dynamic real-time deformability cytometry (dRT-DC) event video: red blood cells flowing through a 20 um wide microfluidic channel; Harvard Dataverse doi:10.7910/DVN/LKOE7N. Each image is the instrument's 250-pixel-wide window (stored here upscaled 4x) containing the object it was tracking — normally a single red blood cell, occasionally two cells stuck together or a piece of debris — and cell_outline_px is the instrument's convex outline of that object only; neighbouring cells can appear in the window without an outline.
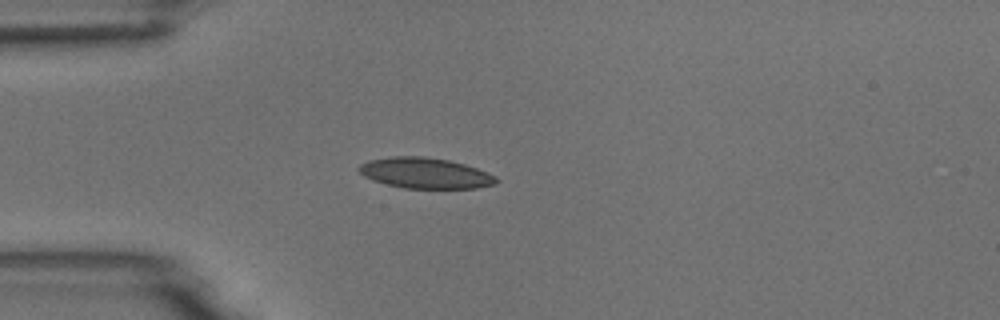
{"species": "common noctule bat (a hibernating species)", "species_latin": "Nyctalus noctula", "temperature_condition": "room temperature", "stored_images_in_passage": 6, "camera_frame_rate_fps": 3000, "um_per_image_px": 0.085, "animal": {"sex": "male", "body_mass_g": 18.8}, "frame": {"image": 1, "passage_image": 5, "time_ms": 4.667, "image_size_px": [1000, 320], "cell_outline_px": [[500, 180], [496, 184], [476, 188], [404, 188], [372, 180], [364, 176], [356, 168], [360, 164], [368, 160], [392, 156], [424, 156], [448, 160], [464, 164], [488, 172], [496, 176]], "centroid_in_image_um": [36.15, 14.71], "position_along_channel_um": 48.9, "area_um2": 24.62}}